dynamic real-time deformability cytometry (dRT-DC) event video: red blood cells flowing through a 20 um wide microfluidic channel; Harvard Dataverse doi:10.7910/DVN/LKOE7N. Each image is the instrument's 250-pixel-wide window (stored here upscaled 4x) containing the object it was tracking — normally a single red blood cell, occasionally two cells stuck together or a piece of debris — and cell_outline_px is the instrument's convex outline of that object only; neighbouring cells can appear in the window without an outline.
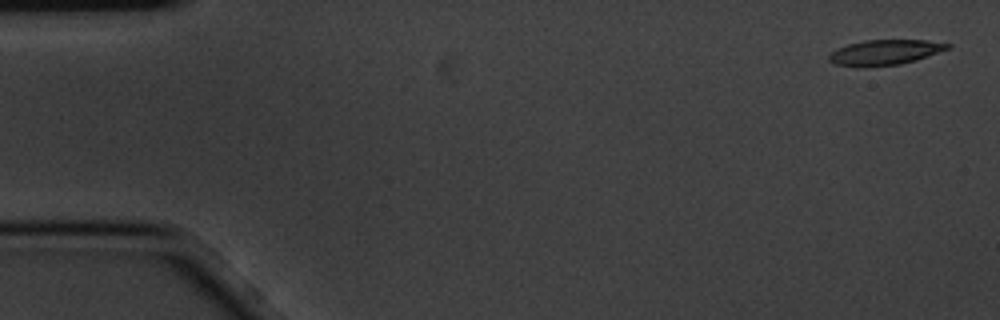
{"species": "common noctule bat (a hibernating species)", "species_latin": "Nyctalus noctula", "temperature_condition": "cold", "stored_images_in_passage": 4, "camera_frame_rate_fps": 3000, "um_per_image_px": 0.085, "animal": {"sex": "male", "body_mass_g": 20.1, "forearm_length_mm": 53.5}, "frame": {"image": 1, "passage_image": 1, "time_ms": 0.0, "image_size_px": [1000, 320], "cell_outline_px": [[952, 48], [916, 60], [900, 64], [856, 68], [836, 64], [828, 60], [828, 56], [836, 48], [848, 44], [864, 40], [928, 40], [952, 44]], "centroid_in_image_um": [75.22, 4.45], "position_along_channel_um": 9.8, "area_um2": 17.69}}
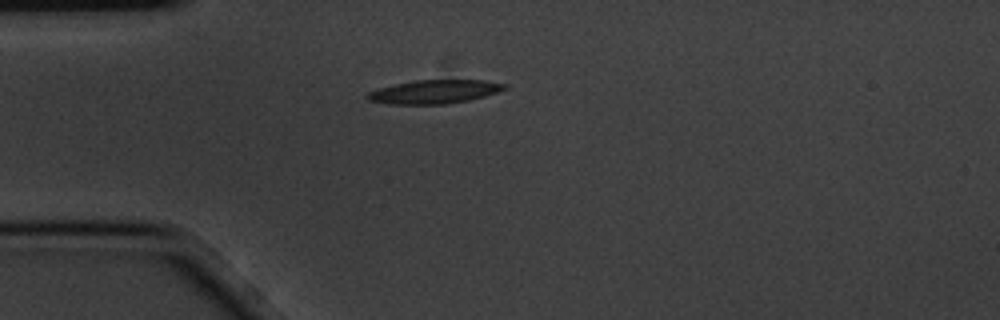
{"frame": {"image": 2, "passage_image": 4, "time_ms": 1.0, "image_size_px": [1000, 320], "cell_outline_px": [[508, 88], [484, 96], [468, 100], [444, 104], [388, 104], [368, 100], [364, 96], [368, 92], [380, 88], [396, 84], [416, 80], [484, 80], [508, 84]], "centroid_in_image_um": [36.92, 7.79], "position_along_channel_um": 48.1, "area_um2": 18.79}}